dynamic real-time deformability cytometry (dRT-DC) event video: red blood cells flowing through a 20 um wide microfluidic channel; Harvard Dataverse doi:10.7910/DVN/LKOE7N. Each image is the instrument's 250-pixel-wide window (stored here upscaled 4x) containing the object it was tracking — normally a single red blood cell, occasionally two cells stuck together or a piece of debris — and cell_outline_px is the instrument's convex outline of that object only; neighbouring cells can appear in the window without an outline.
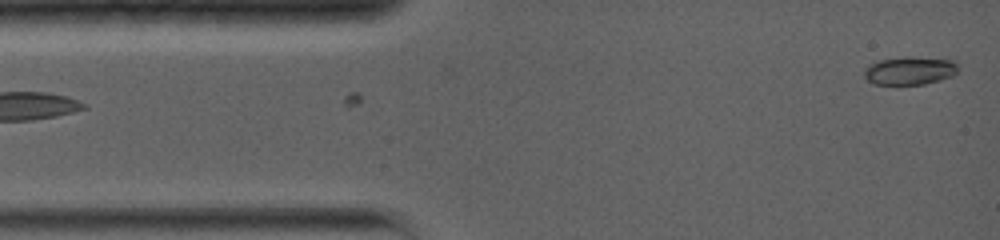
{"species": "common noctule bat (a hibernating species)", "species_latin": "Nyctalus noctula", "temperature_condition": "warm", "stored_images_in_passage": 19, "camera_frame_rate_fps": 5000, "um_per_image_px": 0.085, "animal": {"sex": "female", "body_mass_g": 19.0, "forearm_length_mm": 56.7}, "frame": {"image": 1, "passage_image": 1, "time_ms": 0.0, "image_size_px": [1000, 240], "cell_outline_px": [[956, 72], [952, 76], [940, 80], [924, 84], [872, 84], [864, 76], [864, 68], [868, 64], [876, 60], [904, 56], [912, 56], [956, 60]], "centroid_in_image_um": [77.29, 5.98], "position_along_channel_um": 7.7, "area_um2": 15.66}}
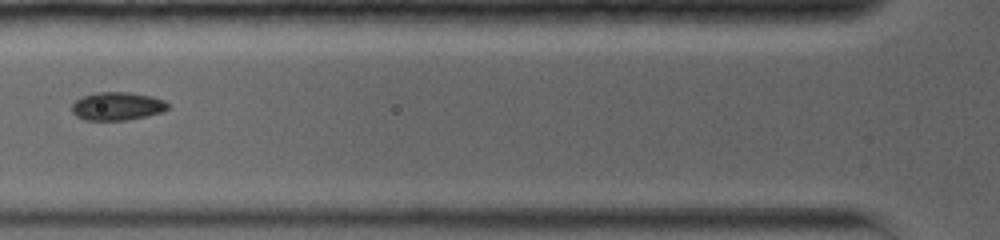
{"frame": {"image": 2, "passage_image": 11, "time_ms": 4.6, "image_size_px": [1000, 240], "cell_outline_px": [[168, 108], [160, 112], [144, 116], [124, 120], [84, 120], [76, 116], [72, 112], [72, 104], [76, 100], [84, 96], [96, 92], [128, 92], [152, 96], [164, 100], [168, 104]], "centroid_in_image_um": [9.93, 9.02], "position_along_channel_um": 115.9, "area_um2": 15.61}}
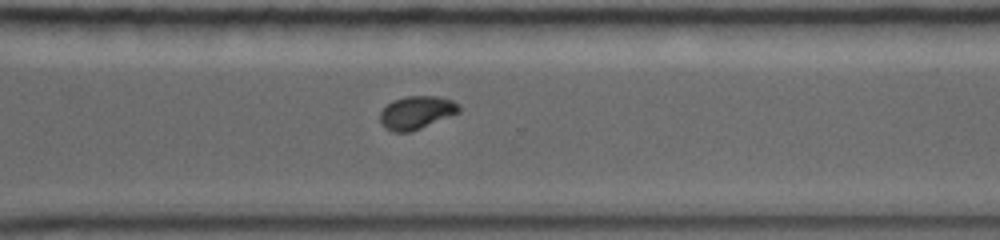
{"frame": {"image": 3, "passage_image": 19, "time_ms": 10.2, "image_size_px": [1000, 240], "cell_outline_px": [[460, 112], [412, 132], [392, 132], [384, 128], [380, 120], [380, 112], [392, 100], [404, 96], [436, 96], [452, 100], [460, 104]], "centroid_in_image_um": [35.4, 9.57], "position_along_channel_um": 335.2, "area_um2": 15.37}}